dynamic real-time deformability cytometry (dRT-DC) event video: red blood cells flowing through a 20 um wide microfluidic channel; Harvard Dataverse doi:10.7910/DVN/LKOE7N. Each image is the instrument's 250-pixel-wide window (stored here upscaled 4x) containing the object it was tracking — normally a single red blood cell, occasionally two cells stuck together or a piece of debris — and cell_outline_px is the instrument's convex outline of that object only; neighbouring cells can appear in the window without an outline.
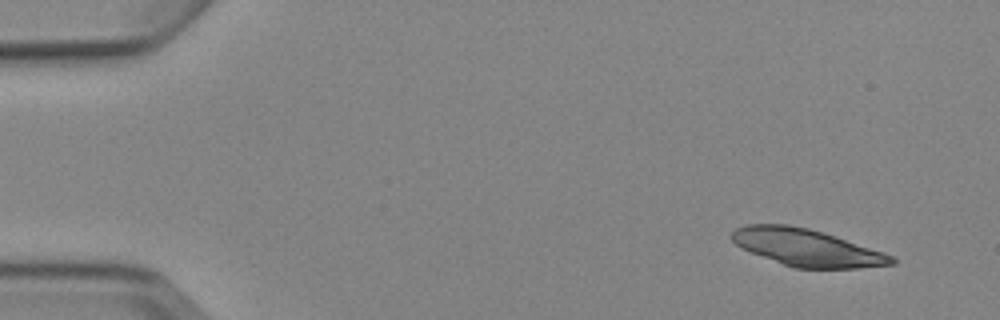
{"species": "Egyptian fruit bat (a non-hibernating species)", "species_latin": "Rousettus aegyptiacus", "temperature_condition": "cold", "stored_images_in_passage": 4, "camera_frame_rate_fps": 3000, "um_per_image_px": 0.085, "animal": {"sex": "female"}, "frame": {"image": 1, "passage_image": 1, "time_ms": 0.0, "image_size_px": [1000, 320], "cell_outline_px": [[896, 264], [856, 268], [792, 268], [740, 248], [732, 240], [732, 232], [736, 228], [744, 224], [788, 224], [808, 228], [884, 252], [892, 256], [896, 260]], "centroid_in_image_um": [68.54, 21.05], "position_along_channel_um": 16.5, "area_um2": 34.33}}